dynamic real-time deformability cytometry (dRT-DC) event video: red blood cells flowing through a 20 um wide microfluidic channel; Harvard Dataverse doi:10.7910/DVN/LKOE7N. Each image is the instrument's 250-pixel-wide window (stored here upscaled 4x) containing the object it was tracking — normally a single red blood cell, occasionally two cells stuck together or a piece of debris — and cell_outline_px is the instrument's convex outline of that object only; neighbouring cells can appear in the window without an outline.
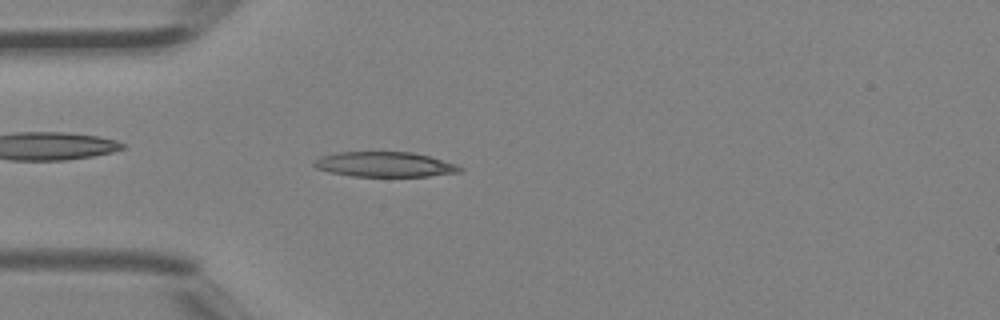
{"species": "Egyptian fruit bat (a non-hibernating species)", "species_latin": "Rousettus aegyptiacus", "temperature_condition": "room temperature", "stored_images_in_passage": 37, "camera_frame_rate_fps": 3000, "um_per_image_px": 0.085, "animal": {"sex": "female"}, "frame": {"image": 1, "passage_image": 5, "time_ms": 1.333, "image_size_px": [1000, 320], "cell_outline_px": [[464, 168], [460, 172], [428, 176], [352, 176], [328, 172], [316, 168], [312, 164], [320, 156], [340, 152], [412, 152], [428, 156], [456, 164]], "centroid_in_image_um": [32.69, 13.97], "position_along_channel_um": 52.3, "area_um2": 21.15}}
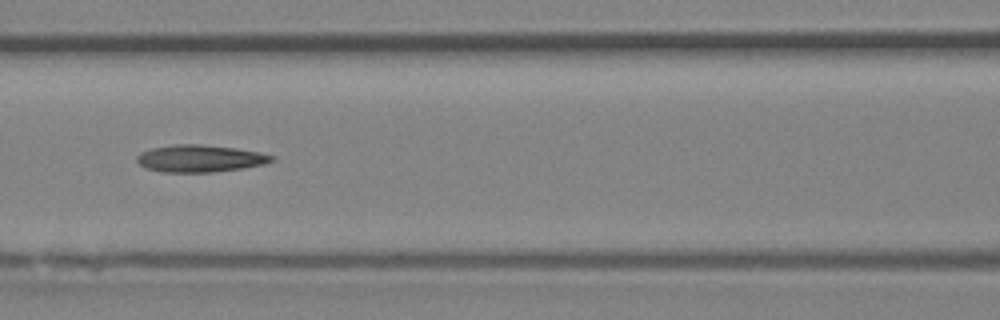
{"frame": {"image": 2, "passage_image": 12, "time_ms": 3.667, "image_size_px": [1000, 320], "cell_outline_px": [[276, 160], [264, 164], [244, 168], [212, 172], [164, 172], [144, 168], [136, 160], [136, 156], [140, 152], [152, 148], [176, 144], [200, 144], [236, 148], [260, 152], [276, 156]], "centroid_in_image_um": [17.02, 13.47], "position_along_channel_um": 149.6, "area_um2": 21.5}}
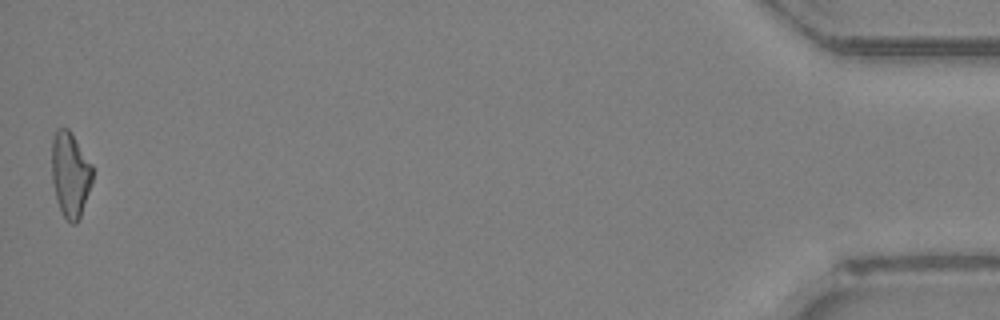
{"frame": {"image": 3, "passage_image": 37, "time_ms": 12.0, "image_size_px": [1000, 320], "cell_outline_px": [[92, 184], [80, 216], [76, 224], [72, 224], [64, 216], [56, 200], [52, 180], [52, 136], [56, 128], [68, 128], [92, 164]], "centroid_in_image_um": [5.96, 14.81], "position_along_channel_um": 429.2, "area_um2": 20.17}, "authors_computed_cell_mechanics": {"area_um2": 20.8658, "velocity_mm_per_s": 4.5294, "shape_relaxation_time_tau1_ms": null, "shape_relaxation_time_tau2_ms": 6.8843, "deformation_change_tau1": null, "deformation_change_tau2": 0.2068}}